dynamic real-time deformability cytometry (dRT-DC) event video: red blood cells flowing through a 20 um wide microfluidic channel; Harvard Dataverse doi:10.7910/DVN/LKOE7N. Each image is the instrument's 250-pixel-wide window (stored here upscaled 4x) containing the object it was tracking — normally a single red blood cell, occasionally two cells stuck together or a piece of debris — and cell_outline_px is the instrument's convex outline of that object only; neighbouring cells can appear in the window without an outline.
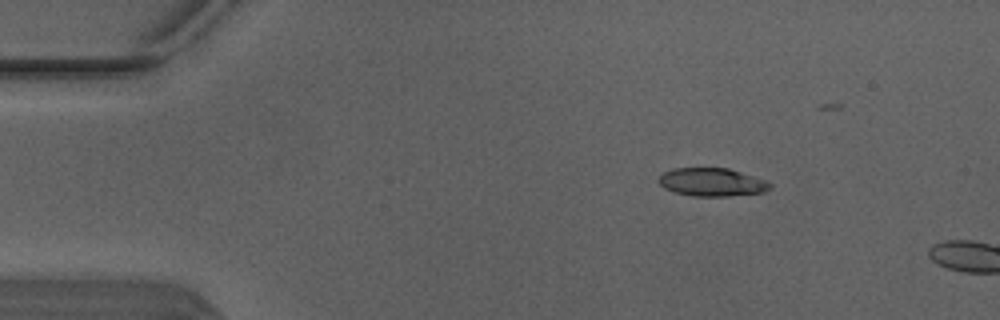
{"species": "Egyptian fruit bat (a non-hibernating species)", "species_latin": "Rousettus aegyptiacus", "temperature_condition": "warm", "stored_images_in_passage": 2, "camera_frame_rate_fps": 3000, "um_per_image_px": 0.085, "animal": {"sex": "male"}, "frame": {"image": 1, "passage_image": 1, "time_ms": 0.0, "image_size_px": [1000, 320], "cell_outline_px": [[772, 188], [764, 192], [728, 196], [692, 196], [676, 192], [664, 188], [656, 180], [664, 172], [672, 168], [728, 168], [768, 180], [772, 184]], "centroid_in_image_um": [60.54, 15.48], "position_along_channel_um": 24.5, "area_um2": 18.44}}